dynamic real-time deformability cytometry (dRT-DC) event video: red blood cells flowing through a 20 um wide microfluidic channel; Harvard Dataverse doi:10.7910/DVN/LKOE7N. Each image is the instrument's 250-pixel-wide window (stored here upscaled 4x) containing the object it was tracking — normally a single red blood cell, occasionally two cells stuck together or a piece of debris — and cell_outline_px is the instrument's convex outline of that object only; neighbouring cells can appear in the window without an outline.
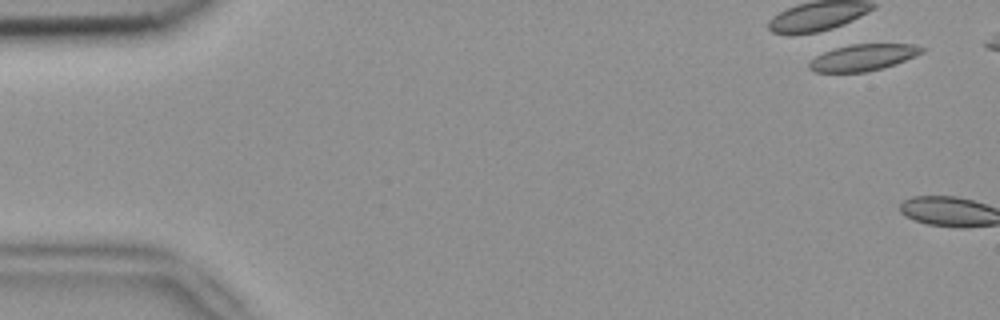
{"species": "common noctule bat (a hibernating species)", "species_latin": "Nyctalus noctula", "temperature_condition": "room temperature", "stored_images_in_passage": 2, "camera_frame_rate_fps": 3000, "um_per_image_px": 0.085, "animal": {"sex": "female", "body_mass_g": 18.4}, "frame": {"image": 1, "passage_image": 1, "time_ms": 0.0, "image_size_px": [1000, 320], "cell_outline_px": [[928, 48], [924, 52], [896, 64], [864, 72], [816, 72], [808, 68], [808, 64], [816, 56], [824, 52], [836, 48], [852, 44], [912, 44]], "centroid_in_image_um": [73.4, 4.88], "position_along_channel_um": 11.6, "area_um2": 17.28}}